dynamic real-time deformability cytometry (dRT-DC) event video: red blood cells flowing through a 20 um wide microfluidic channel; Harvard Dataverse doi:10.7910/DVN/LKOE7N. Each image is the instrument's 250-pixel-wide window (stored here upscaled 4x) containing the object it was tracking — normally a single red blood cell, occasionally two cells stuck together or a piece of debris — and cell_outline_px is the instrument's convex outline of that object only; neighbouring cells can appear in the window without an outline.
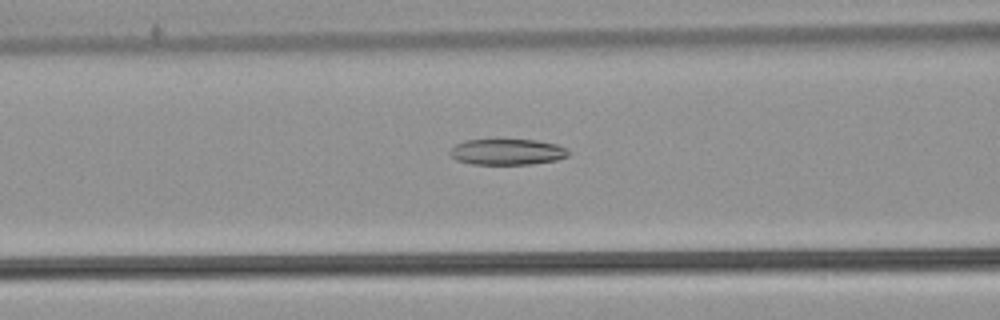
{"species": "common noctule bat (a hibernating species)", "species_latin": "Nyctalus noctula", "temperature_condition": "warm", "stored_images_in_passage": 53, "camera_frame_rate_fps": 3000, "um_per_image_px": 0.085, "animal": {"sex": "male", "body_mass_g": 21.5, "forearm_length_mm": 52.0}, "frame": {"image": 1, "passage_image": 23, "time_ms": 7.333, "image_size_px": [1000, 320], "cell_outline_px": [[568, 156], [556, 160], [532, 164], [472, 164], [456, 160], [448, 152], [456, 144], [464, 140], [536, 140], [556, 144], [568, 148]], "centroid_in_image_um": [43.11, 12.91], "position_along_channel_um": 123.5, "area_um2": 17.86}}
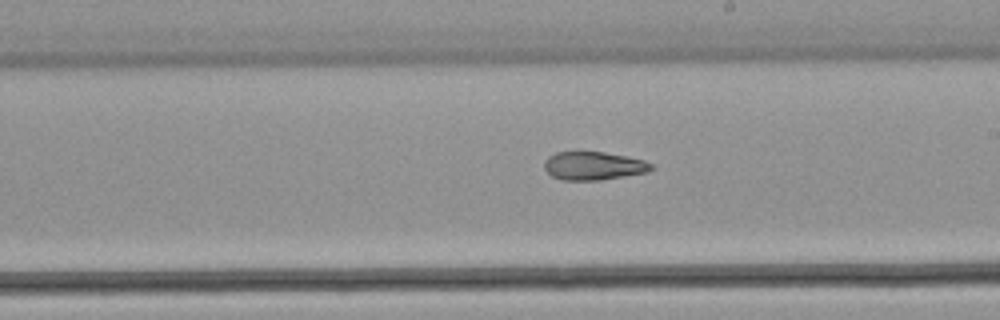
{"frame": {"image": 2, "passage_image": 32, "time_ms": 10.333, "image_size_px": [1000, 320], "cell_outline_px": [[656, 168], [648, 172], [600, 180], [560, 180], [552, 176], [544, 168], [544, 160], [548, 156], [556, 152], [604, 152], [628, 156], [644, 160], [652, 164]], "centroid_in_image_um": [50.46, 14.09], "position_along_channel_um": 238.5, "area_um2": 17.8}}
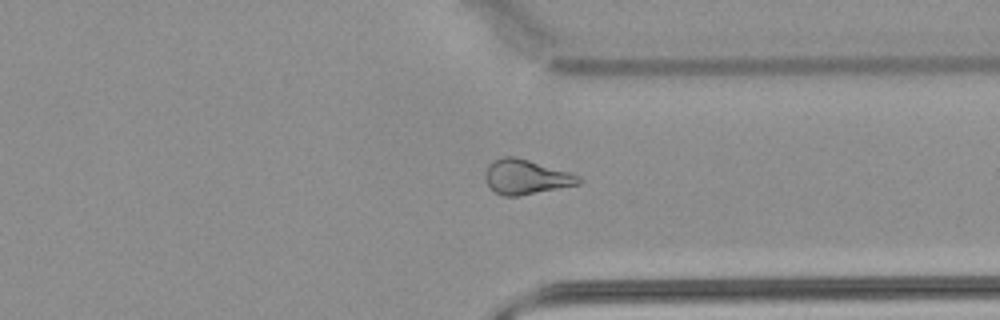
{"frame": {"image": 3, "passage_image": 42, "time_ms": 13.667, "image_size_px": [1000, 320], "cell_outline_px": [[584, 180], [580, 184], [520, 196], [504, 196], [496, 192], [488, 184], [484, 176], [484, 172], [488, 164], [492, 160], [504, 156], [516, 156], [568, 172], [580, 176]], "centroid_in_image_um": [44.7, 15.03], "position_along_channel_um": 366.7, "area_um2": 18.96}, "authors_computed_cell_mechanics": {"area_um2": 19.8254, "velocity_mm_per_s": 3.8339, "shape_relaxation_time_tau1_ms": null, "shape_relaxation_time_tau2_ms": 5.852, "deformation_change_tau1": null, "deformation_change_tau2": 0.1625}}